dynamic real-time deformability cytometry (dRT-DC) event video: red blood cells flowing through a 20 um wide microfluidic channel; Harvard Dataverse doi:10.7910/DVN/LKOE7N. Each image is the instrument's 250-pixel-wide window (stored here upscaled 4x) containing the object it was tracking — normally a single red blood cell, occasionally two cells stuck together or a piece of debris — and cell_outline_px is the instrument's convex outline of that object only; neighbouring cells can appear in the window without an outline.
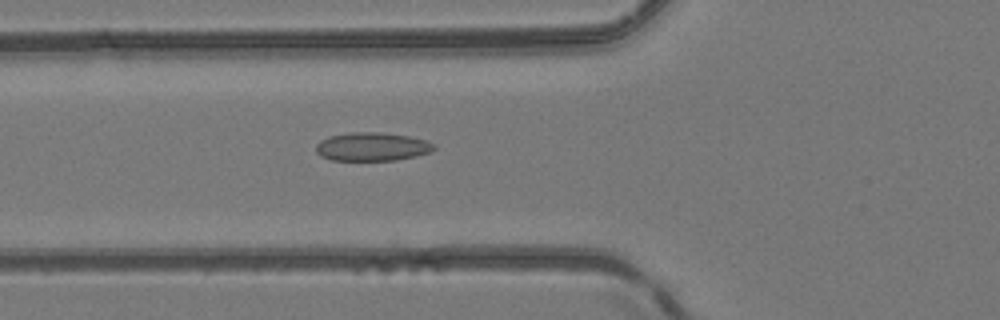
{"species": "common noctule bat (a hibernating species)", "species_latin": "Nyctalus noctula", "temperature_condition": "room temperature", "stored_images_in_passage": 40, "camera_frame_rate_fps": 3000, "um_per_image_px": 0.085, "animal": {"sex": "female", "body_mass_g": 24.6, "forearm_length_mm": 56.2}, "frame": {"image": 1, "passage_image": 8, "time_ms": 2.333, "image_size_px": [1000, 320], "cell_outline_px": [[436, 148], [432, 152], [416, 156], [396, 160], [332, 160], [320, 156], [316, 152], [316, 144], [320, 140], [328, 136], [352, 132], [380, 132], [408, 136], [424, 140], [436, 144]], "centroid_in_image_um": [31.63, 12.47], "position_along_channel_um": 94.2, "area_um2": 19.71}}
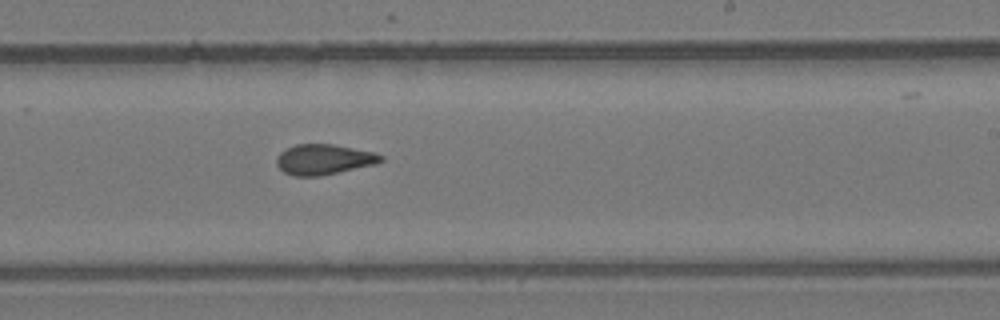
{"frame": {"image": 2, "passage_image": 20, "time_ms": 6.333, "image_size_px": [1000, 320], "cell_outline_px": [[384, 160], [376, 164], [320, 176], [292, 176], [284, 172], [276, 164], [276, 156], [284, 148], [296, 144], [332, 144], [372, 152], [384, 156]], "centroid_in_image_um": [27.49, 13.55], "position_along_channel_um": 261.5, "area_um2": 18.5}}
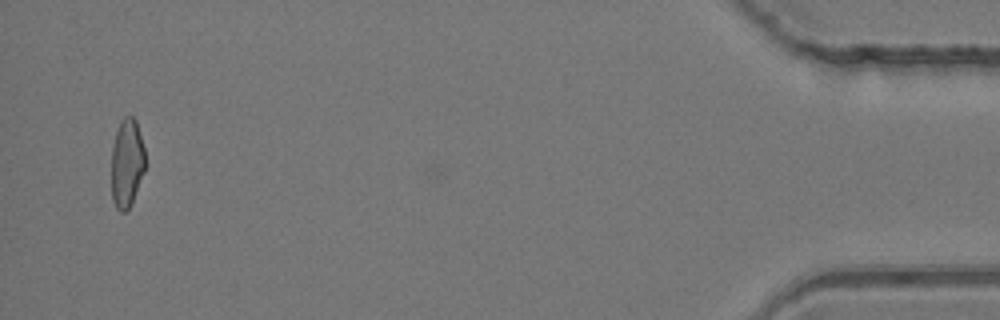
{"frame": {"image": 3, "passage_image": 38, "time_ms": 12.333, "image_size_px": [1000, 320], "cell_outline_px": [[148, 164], [132, 204], [124, 212], [120, 212], [116, 208], [112, 200], [112, 148], [116, 132], [120, 120], [124, 116], [132, 116], [136, 120], [144, 148]], "centroid_in_image_um": [10.82, 13.88], "position_along_channel_um": 424.4, "area_um2": 17.92}, "authors_computed_cell_mechanics": {"area_um2": 18.5249, "velocity_mm_per_s": 4.1686, "shape_relaxation_time_tau1_ms": null, "shape_relaxation_time_tau2_ms": 1.9743, "deformation_change_tau1": null, "deformation_change_tau2": 0.0873}}